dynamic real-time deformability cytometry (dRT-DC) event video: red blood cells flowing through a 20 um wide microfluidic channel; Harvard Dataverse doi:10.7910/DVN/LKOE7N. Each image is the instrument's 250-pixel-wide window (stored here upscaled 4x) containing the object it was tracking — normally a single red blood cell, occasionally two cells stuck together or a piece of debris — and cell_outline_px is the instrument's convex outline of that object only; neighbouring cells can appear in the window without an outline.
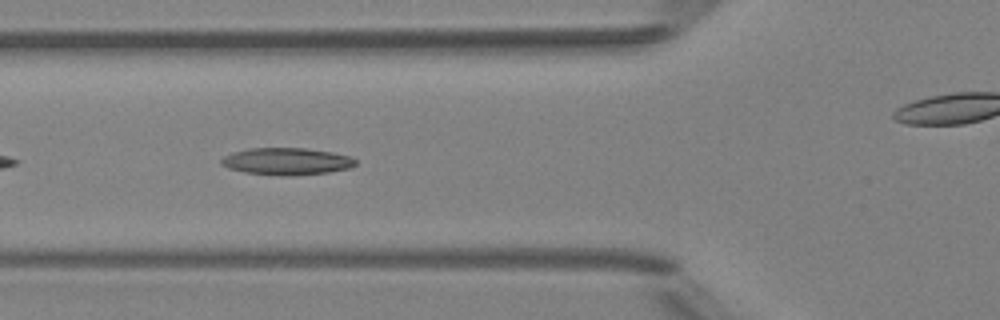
{"species": "Egyptian fruit bat (a non-hibernating species)", "species_latin": "Rousettus aegyptiacus", "temperature_condition": "room temperature", "stored_images_in_passage": 9, "camera_frame_rate_fps": 3000, "um_per_image_px": 0.085, "animal": {"sex": "female"}, "frame": {"image": 1, "passage_image": 6, "time_ms": 5.667, "image_size_px": [1000, 320], "cell_outline_px": [[356, 164], [352, 168], [328, 172], [296, 176], [284, 176], [244, 172], [228, 168], [220, 164], [220, 160], [224, 156], [232, 152], [248, 148], [304, 148], [332, 152], [352, 156], [356, 160]], "centroid_in_image_um": [24.38, 13.72], "position_along_channel_um": 101.4, "area_um2": 21.44}}
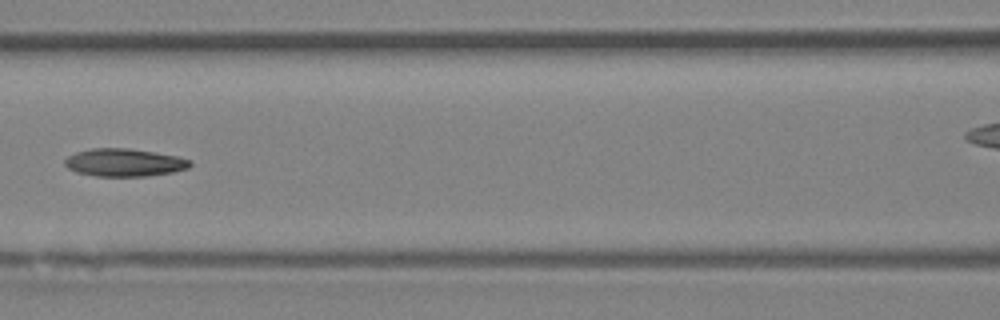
{"frame": {"image": 2, "passage_image": 7, "time_ms": 7.0, "image_size_px": [1000, 320], "cell_outline_px": [[192, 164], [188, 168], [172, 172], [144, 176], [96, 176], [76, 172], [68, 168], [64, 164], [64, 160], [68, 156], [76, 152], [92, 148], [128, 148], [156, 152], [176, 156], [192, 160]], "centroid_in_image_um": [10.56, 13.81], "position_along_channel_um": 156.0, "area_um2": 20.29}}
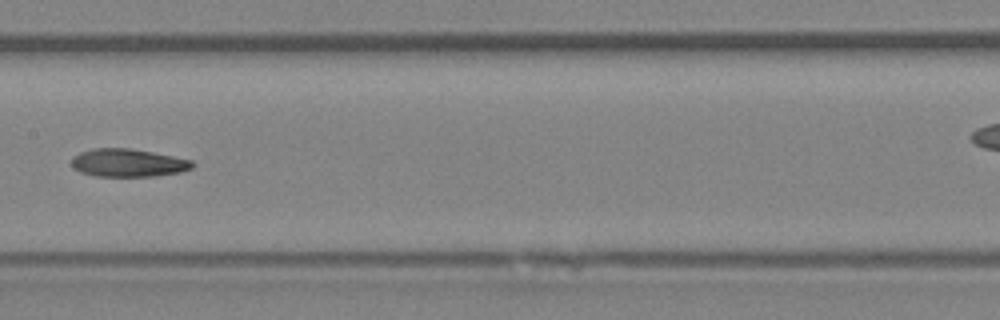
{"frame": {"image": 3, "passage_image": 8, "time_ms": 8.0, "image_size_px": [1000, 320], "cell_outline_px": [[196, 164], [192, 168], [180, 172], [156, 176], [96, 176], [80, 172], [72, 168], [72, 156], [80, 152], [92, 148], [132, 148], [192, 160]], "centroid_in_image_um": [10.87, 13.84], "position_along_channel_um": 196.5, "area_um2": 19.83}}